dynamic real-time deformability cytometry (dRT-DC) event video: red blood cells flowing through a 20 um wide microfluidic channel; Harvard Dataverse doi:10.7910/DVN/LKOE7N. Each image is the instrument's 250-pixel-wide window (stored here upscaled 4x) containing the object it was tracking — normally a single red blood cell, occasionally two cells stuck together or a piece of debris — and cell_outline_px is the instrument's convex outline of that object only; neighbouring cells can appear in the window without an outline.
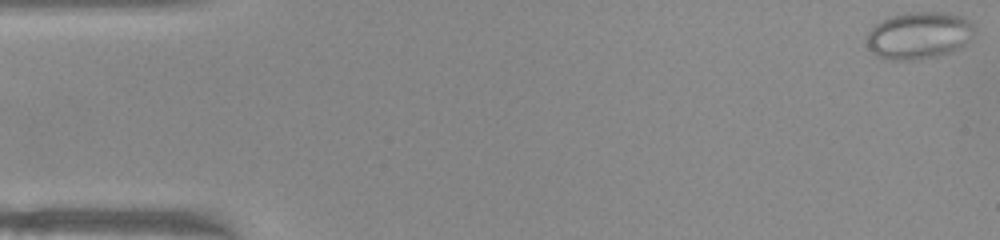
{"species": "common noctule bat (a hibernating species)", "species_latin": "Nyctalus noctula", "temperature_condition": "warm", "stored_images_in_passage": 51, "camera_frame_rate_fps": 3000, "um_per_image_px": 0.085, "animal": {"sex": "female", "body_mass_g": 22.0, "forearm_length_mm": 56.7}, "frame": {"image": 1, "passage_image": 1, "time_ms": 0.0, "image_size_px": [1000, 240], "cell_outline_px": [[972, 28], [964, 44], [948, 52], [936, 56], [916, 60], [892, 60], [880, 56], [872, 52], [868, 48], [868, 32], [880, 20], [888, 16], [908, 12], [940, 12], [964, 16], [972, 20]], "centroid_in_image_um": [78.06, 2.98], "position_along_channel_um": 6.9, "area_um2": 29.13}}
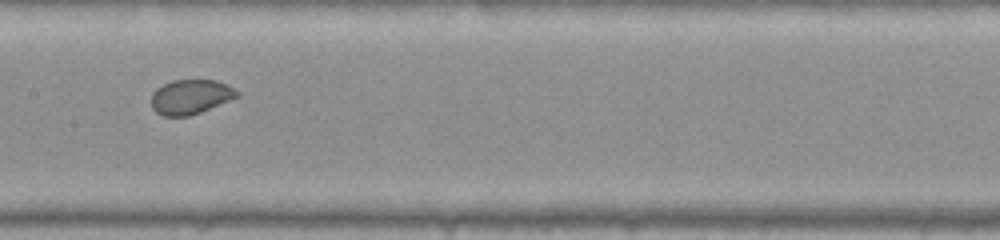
{"frame": {"image": 2, "passage_image": 25, "time_ms": 8.0, "image_size_px": [1000, 240], "cell_outline_px": [[240, 96], [200, 112], [188, 116], [164, 116], [156, 112], [152, 108], [152, 92], [156, 88], [172, 80], [216, 80], [228, 84], [240, 92]], "centroid_in_image_um": [16.22, 8.22], "position_along_channel_um": 191.2, "area_um2": 17.34}}
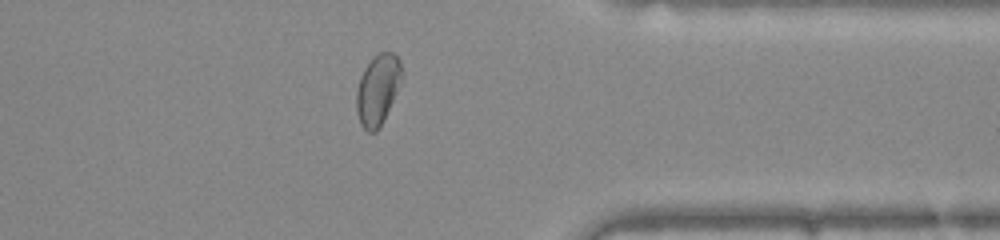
{"frame": {"image": 3, "passage_image": 40, "time_ms": 13.0, "image_size_px": [1000, 240], "cell_outline_px": [[400, 76], [392, 100], [376, 132], [368, 132], [360, 124], [356, 112], [356, 92], [360, 76], [364, 68], [372, 56], [380, 52], [392, 52], [400, 60]], "centroid_in_image_um": [32.03, 7.59], "position_along_channel_um": 379.4, "area_um2": 17.98}, "authors_computed_cell_mechanics": {"area_um2": 19.1318, "velocity_mm_per_s": 3.9798, "shape_relaxation_time_tau1_ms": null, "shape_relaxation_time_tau2_ms": 0.5095, "deformation_change_tau1": null, "deformation_change_tau2": 0.0395}}